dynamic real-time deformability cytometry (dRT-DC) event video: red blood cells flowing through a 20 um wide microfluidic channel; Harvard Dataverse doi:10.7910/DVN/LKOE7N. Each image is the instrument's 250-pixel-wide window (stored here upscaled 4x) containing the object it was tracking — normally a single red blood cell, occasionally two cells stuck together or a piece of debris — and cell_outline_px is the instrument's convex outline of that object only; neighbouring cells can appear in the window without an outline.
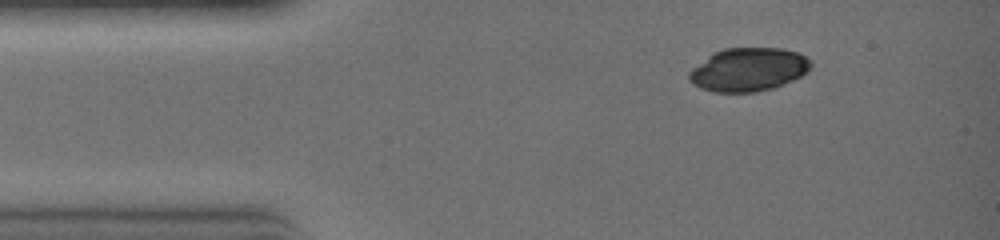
{"species": "common noctule bat (a hibernating species)", "species_latin": "Nyctalus noctula", "temperature_condition": "warm", "stored_images_in_passage": 22, "camera_frame_rate_fps": 3000, "um_per_image_px": 0.085, "animal": {"sex": "female", "body_mass_g": 19.0, "forearm_length_mm": 51.5}, "frame": {"image": 1, "passage_image": 1, "time_ms": 0.0, "image_size_px": [1000, 240], "cell_outline_px": [[812, 64], [800, 76], [792, 80], [772, 88], [752, 92], [716, 92], [700, 88], [692, 84], [688, 80], [688, 72], [692, 68], [712, 52], [724, 48], [780, 48], [796, 52], [804, 56]], "centroid_in_image_um": [63.53, 5.91], "position_along_channel_um": 21.5, "area_um2": 30.58}}